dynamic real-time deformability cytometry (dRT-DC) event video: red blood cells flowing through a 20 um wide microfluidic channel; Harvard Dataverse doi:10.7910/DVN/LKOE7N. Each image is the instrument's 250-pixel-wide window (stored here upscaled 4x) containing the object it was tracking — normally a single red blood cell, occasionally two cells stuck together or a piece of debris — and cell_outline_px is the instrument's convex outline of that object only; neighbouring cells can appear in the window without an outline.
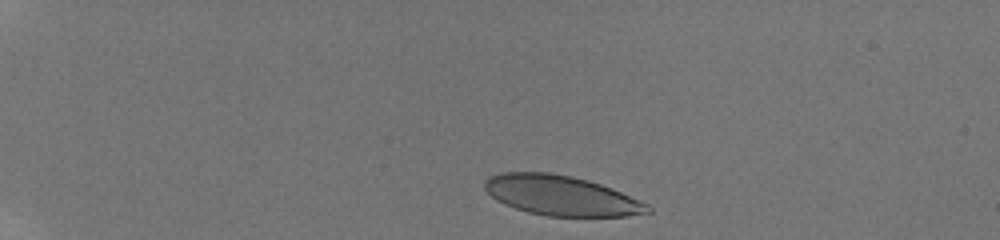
{"species": "human", "species_latin": "Homo sapiens", "temperature_condition": "room temperature", "stored_images_in_passage": 55, "camera_frame_rate_fps": 3000, "um_per_image_px": 0.085, "donor": {"sex": "male"}, "frame": {"image": 1, "passage_image": 1, "time_ms": 0.0, "image_size_px": [1000, 240], "cell_outline_px": [[652, 212], [628, 216], [548, 216], [528, 212], [504, 204], [496, 200], [484, 188], [484, 180], [488, 176], [500, 172], [548, 172], [572, 176], [588, 180], [612, 188], [648, 204], [652, 208]], "centroid_in_image_um": [47.68, 16.61], "position_along_channel_um": 37.3, "area_um2": 37.97}}
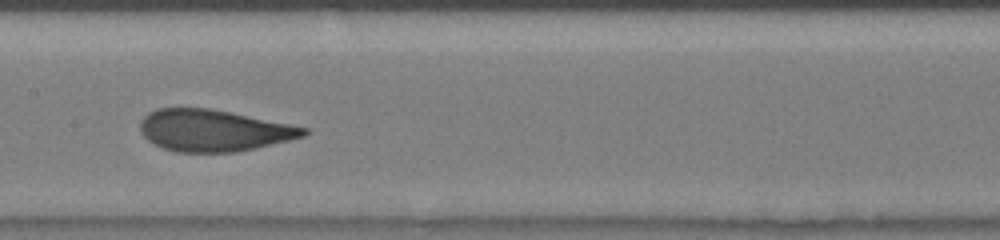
{"frame": {"image": 2, "passage_image": 35, "time_ms": 6.0, "image_size_px": [1000, 240], "cell_outline_px": [[308, 132], [304, 136], [256, 148], [236, 152], [176, 152], [152, 144], [140, 132], [140, 120], [148, 112], [156, 108], [212, 108], [308, 128]], "centroid_in_image_um": [18.11, 11.08], "position_along_channel_um": 189.3, "area_um2": 39.71}}
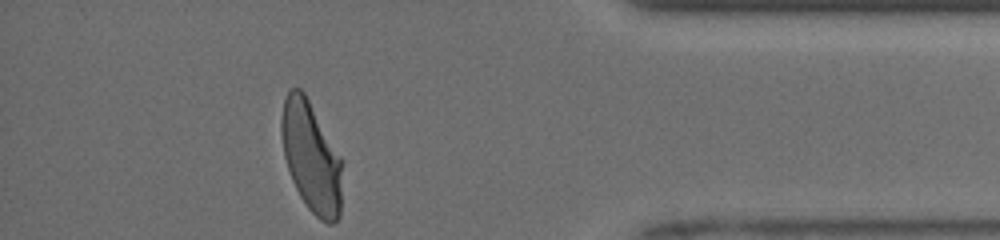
{"frame": {"image": 3, "passage_image": 54, "time_ms": 12.0, "image_size_px": [1000, 240], "cell_outline_px": [[340, 216], [332, 224], [328, 224], [320, 220], [308, 208], [300, 196], [292, 180], [284, 156], [280, 132], [280, 116], [284, 100], [288, 92], [292, 88], [300, 88], [304, 92], [340, 156]], "centroid_in_image_um": [26.41, 13.34], "position_along_channel_um": 408.8, "area_um2": 38.55}, "authors_computed_cell_mechanics": {"area_um2": 40.2288, "velocity_mm_per_s": 4.0717, "shape_relaxation_time_tau1_ms": 3.8676, "shape_relaxation_time_tau2_ms": 0.6148, "deformation_change_tau1": 0.1833, "deformation_change_tau2": 0.0681}}